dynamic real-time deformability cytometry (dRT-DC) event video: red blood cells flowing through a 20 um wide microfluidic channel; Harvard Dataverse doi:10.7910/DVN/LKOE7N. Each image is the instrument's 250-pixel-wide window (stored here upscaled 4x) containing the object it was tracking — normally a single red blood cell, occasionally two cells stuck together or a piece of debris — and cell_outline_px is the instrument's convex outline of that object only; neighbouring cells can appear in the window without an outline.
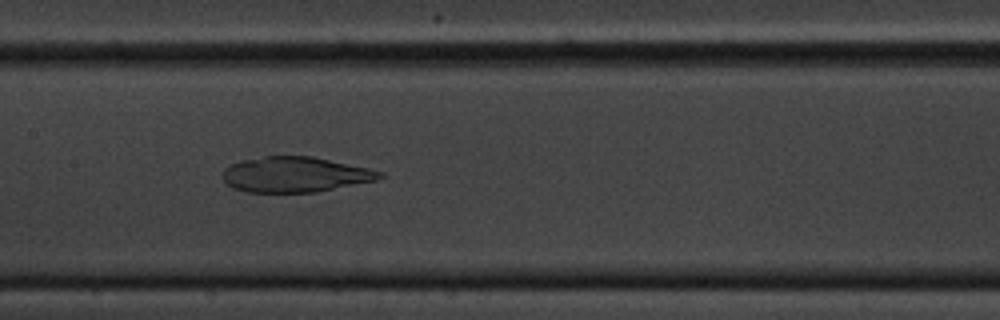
{"species": "common noctule bat (a hibernating species)", "species_latin": "Nyctalus noctula", "temperature_condition": "cold", "stored_images_in_passage": 58, "camera_frame_rate_fps": 3000, "um_per_image_px": 0.085, "animal": {"sex": "male", "body_mass_g": 20.1, "forearm_length_mm": 53.5}, "frame": {"image": 1, "passage_image": 28, "time_ms": 9.0, "image_size_px": [1000, 320], "cell_outline_px": [[384, 176], [376, 180], [316, 192], [248, 192], [232, 188], [220, 176], [224, 168], [228, 164], [240, 160], [264, 156], [312, 156], [368, 168], [384, 172]], "centroid_in_image_um": [25.03, 14.83], "position_along_channel_um": 182.4, "area_um2": 32.48}}